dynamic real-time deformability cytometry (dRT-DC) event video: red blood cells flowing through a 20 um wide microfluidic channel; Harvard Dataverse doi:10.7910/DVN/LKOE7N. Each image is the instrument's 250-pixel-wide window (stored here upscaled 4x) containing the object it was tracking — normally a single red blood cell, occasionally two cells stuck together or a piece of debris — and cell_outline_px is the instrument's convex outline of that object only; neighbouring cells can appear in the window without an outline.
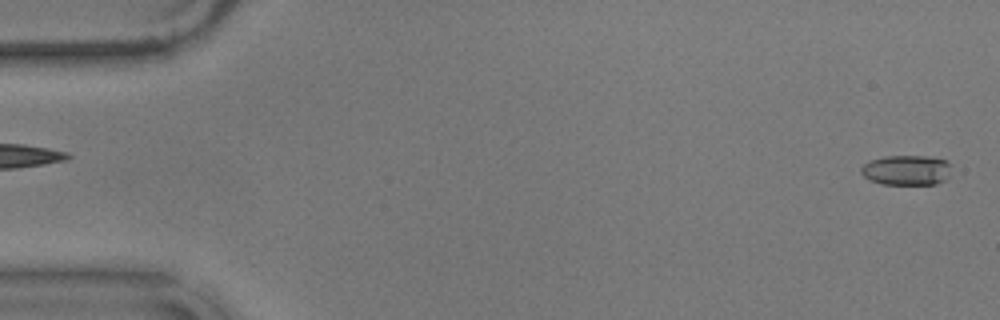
{"species": "common noctule bat (a hibernating species)", "species_latin": "Nyctalus noctula", "temperature_condition": "warm", "stored_images_in_passage": 9, "camera_frame_rate_fps": 3000, "um_per_image_px": 0.085, "animal": {"sex": "male", "body_mass_g": 17.9}, "frame": {"image": 1, "passage_image": 2, "time_ms": 0.333, "image_size_px": [1000, 320], "cell_outline_px": [[952, 164], [948, 176], [944, 180], [936, 184], [884, 184], [872, 180], [864, 176], [860, 172], [860, 168], [864, 164], [872, 160], [884, 156], [924, 156], [948, 160]], "centroid_in_image_um": [77.09, 14.45], "position_along_channel_um": 7.9, "area_um2": 15.78}}